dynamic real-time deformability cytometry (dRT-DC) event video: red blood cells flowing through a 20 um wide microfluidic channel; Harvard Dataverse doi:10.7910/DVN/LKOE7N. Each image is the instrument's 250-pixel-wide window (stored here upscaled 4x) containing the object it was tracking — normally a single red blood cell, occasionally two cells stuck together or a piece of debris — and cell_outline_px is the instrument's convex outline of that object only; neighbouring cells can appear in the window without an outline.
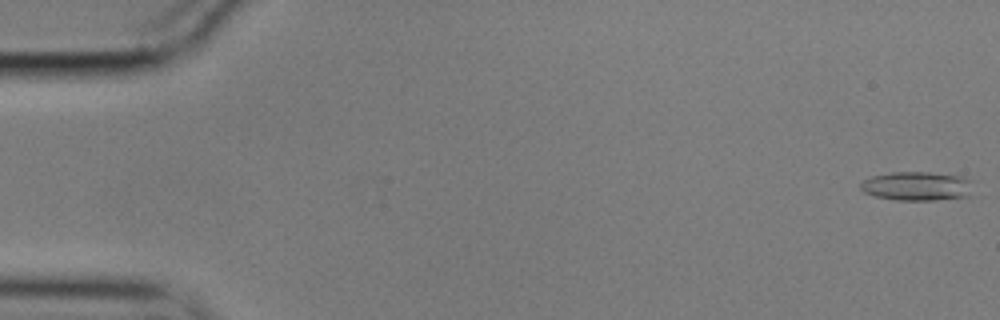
{"species": "common noctule bat (a hibernating species)", "species_latin": "Nyctalus noctula", "temperature_condition": "cold", "stored_images_in_passage": 25, "camera_frame_rate_fps": 3000, "um_per_image_px": 0.085, "animal": {"sex": "male", "body_mass_g": 17.9}, "frame": {"image": 1, "passage_image": 1, "time_ms": 0.0, "image_size_px": [1000, 320], "cell_outline_px": [[972, 196], [936, 200], [896, 200], [876, 196], [864, 192], [860, 188], [860, 184], [864, 180], [872, 176], [892, 172], [928, 172], [964, 176], [972, 180]], "centroid_in_image_um": [78.01, 15.82], "position_along_channel_um": 7.0, "area_um2": 19.25}}
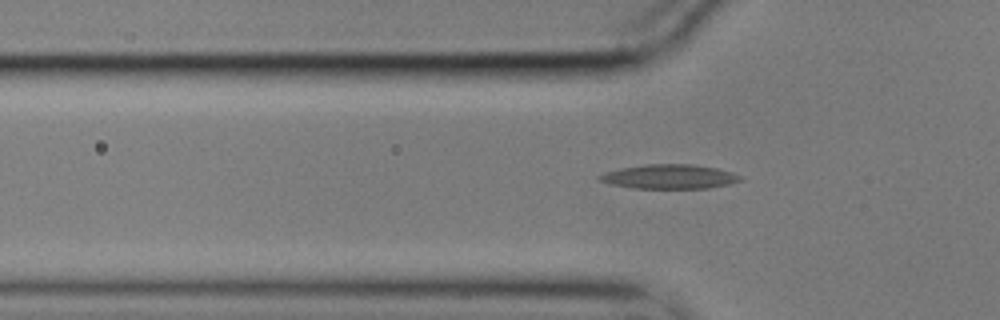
{"frame": {"image": 2, "passage_image": 18, "time_ms": 5.667, "image_size_px": [1000, 320], "cell_outline_px": [[744, 180], [728, 184], [708, 188], [636, 188], [612, 184], [600, 180], [596, 176], [608, 172], [624, 168], [648, 164], [692, 164], [716, 168], [732, 172], [744, 176]], "centroid_in_image_um": [57.0, 15.01], "position_along_channel_um": 68.8, "area_um2": 19.71}}
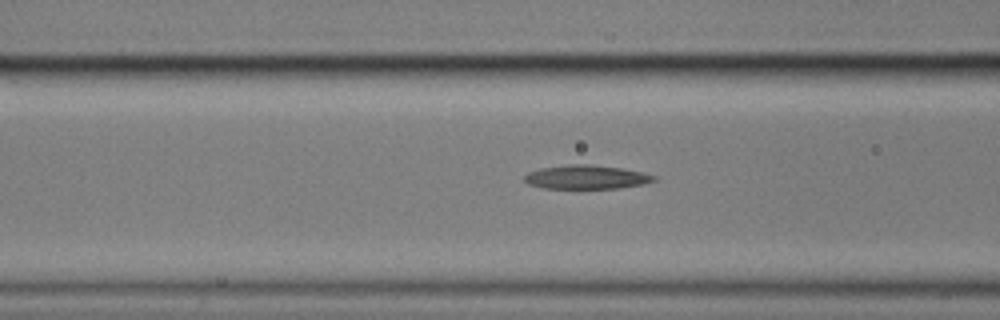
{"frame": {"image": 3, "passage_image": 22, "time_ms": 7.0, "image_size_px": [1000, 320], "cell_outline_px": [[656, 180], [644, 184], [620, 188], [544, 188], [528, 184], [524, 180], [524, 176], [528, 172], [540, 168], [568, 164], [588, 164], [620, 168], [640, 172], [656, 176]], "centroid_in_image_um": [49.81, 15.05], "position_along_channel_um": 116.8, "area_um2": 17.92}}